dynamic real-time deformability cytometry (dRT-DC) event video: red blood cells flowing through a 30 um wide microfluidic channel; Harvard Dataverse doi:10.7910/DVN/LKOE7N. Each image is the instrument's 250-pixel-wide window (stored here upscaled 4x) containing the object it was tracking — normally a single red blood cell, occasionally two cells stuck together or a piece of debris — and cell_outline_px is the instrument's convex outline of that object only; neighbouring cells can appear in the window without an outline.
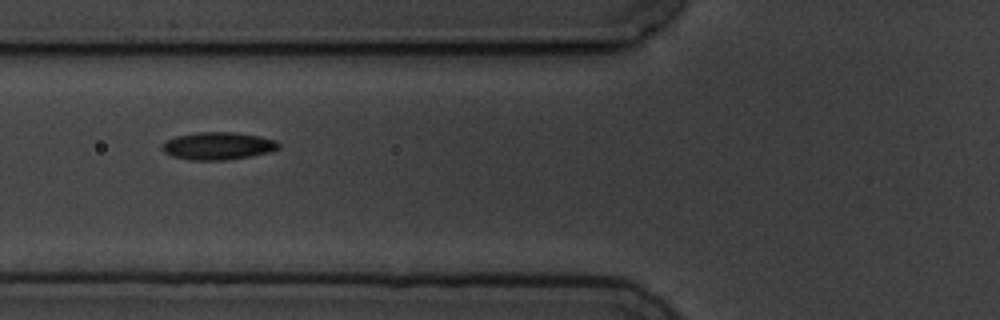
{"species": "common noctule bat (a hibernating species)", "species_latin": "Nyctalus noctula", "temperature_condition": "cold", "stored_images_in_passage": 10, "camera_frame_rate_fps": 3000, "um_per_image_px": 0.085, "animal": {"sex": "male", "body_mass_g": 19.5, "forearm_length_mm": 54.6}, "frame": {"image": 1, "passage_image": 6, "time_ms": 6.0, "image_size_px": [1000, 320], "cell_outline_px": [[280, 148], [268, 152], [252, 156], [224, 160], [188, 160], [172, 156], [164, 152], [160, 148], [168, 140], [176, 136], [196, 132], [236, 132], [276, 140], [280, 144]], "centroid_in_image_um": [18.52, 12.4], "position_along_channel_um": 107.3, "area_um2": 18.67}}
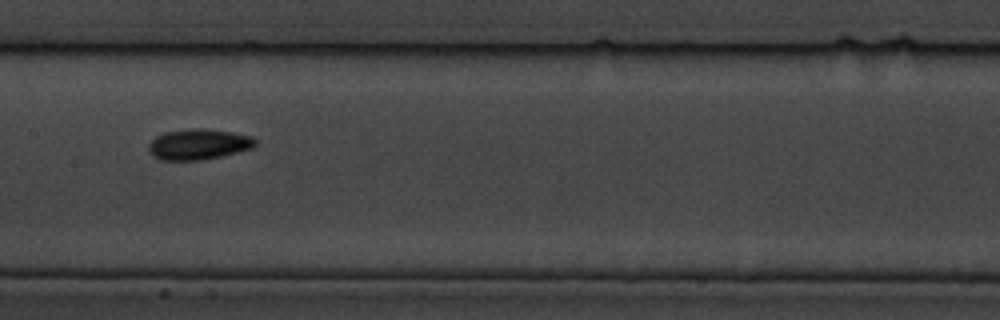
{"frame": {"image": 2, "passage_image": 8, "time_ms": 8.333, "image_size_px": [1000, 320], "cell_outline_px": [[256, 144], [252, 148], [204, 160], [160, 160], [152, 156], [148, 152], [148, 144], [156, 136], [164, 132], [192, 128], [200, 128], [232, 132], [252, 136], [256, 140]], "centroid_in_image_um": [16.83, 12.27], "position_along_channel_um": 190.6, "area_um2": 19.13}}
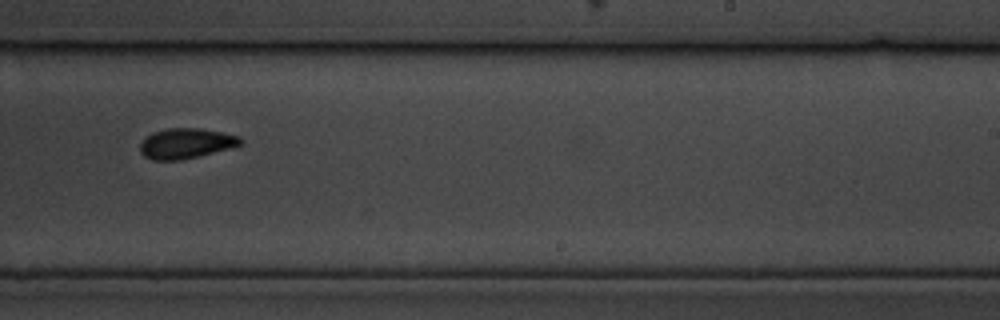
{"frame": {"image": 3, "passage_image": 10, "time_ms": 10.667, "image_size_px": [1000, 320], "cell_outline_px": [[244, 140], [240, 144], [232, 148], [200, 156], [180, 160], [152, 160], [144, 156], [140, 152], [140, 144], [152, 132], [168, 128], [200, 128], [240, 136]], "centroid_in_image_um": [15.83, 12.19], "position_along_channel_um": 273.2, "area_um2": 17.74}}